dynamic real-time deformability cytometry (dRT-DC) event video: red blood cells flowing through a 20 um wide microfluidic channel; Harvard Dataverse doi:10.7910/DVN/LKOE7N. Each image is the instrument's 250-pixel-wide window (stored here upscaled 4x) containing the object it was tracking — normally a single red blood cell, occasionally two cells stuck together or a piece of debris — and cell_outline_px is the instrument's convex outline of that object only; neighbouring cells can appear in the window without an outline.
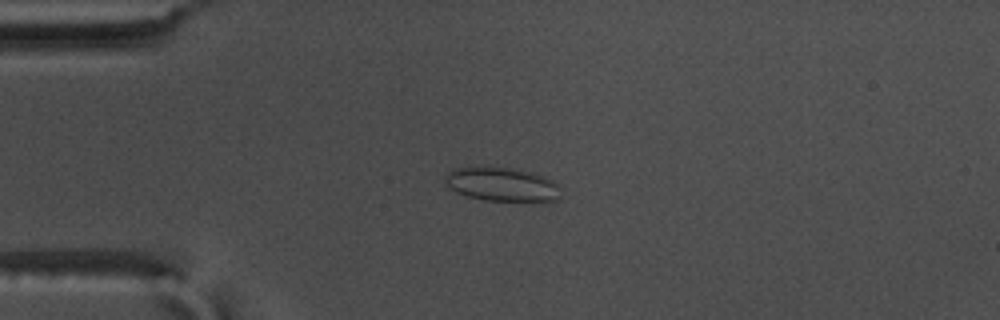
{"species": "common noctule bat (a hibernating species)", "species_latin": "Nyctalus noctula", "temperature_condition": "warm", "stored_images_in_passage": 57, "camera_frame_rate_fps": 3000, "um_per_image_px": 0.085, "animal": {"sex": "male", "body_mass_g": 17.5, "forearm_length_mm": 52.3}, "frame": {"image": 1, "passage_image": 15, "time_ms": 4.667, "image_size_px": [1000, 320], "cell_outline_px": [[560, 200], [488, 200], [468, 196], [456, 192], [444, 180], [444, 176], [448, 172], [456, 168], [508, 168], [532, 172], [552, 180], [556, 184]], "centroid_in_image_um": [42.64, 15.67], "position_along_channel_um": 42.4, "area_um2": 21.91}}
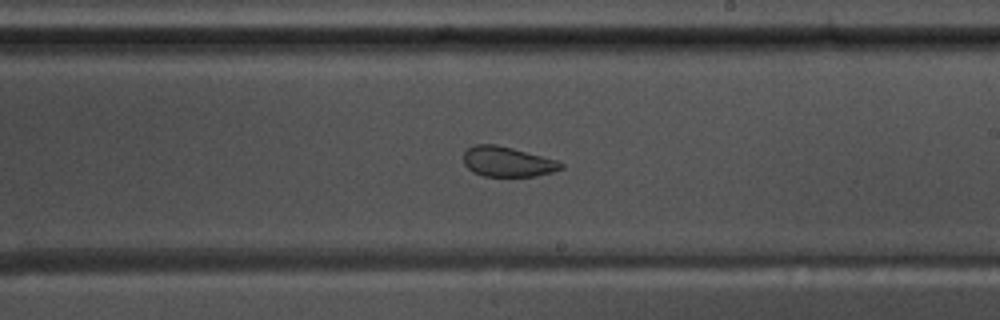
{"frame": {"image": 2, "passage_image": 34, "time_ms": 11.0, "image_size_px": [1000, 320], "cell_outline_px": [[564, 168], [552, 172], [536, 176], [484, 176], [472, 172], [464, 164], [464, 152], [468, 148], [476, 144], [496, 144], [512, 148], [556, 160], [564, 164]], "centroid_in_image_um": [43.12, 13.75], "position_along_channel_um": 245.9, "area_um2": 16.99}}
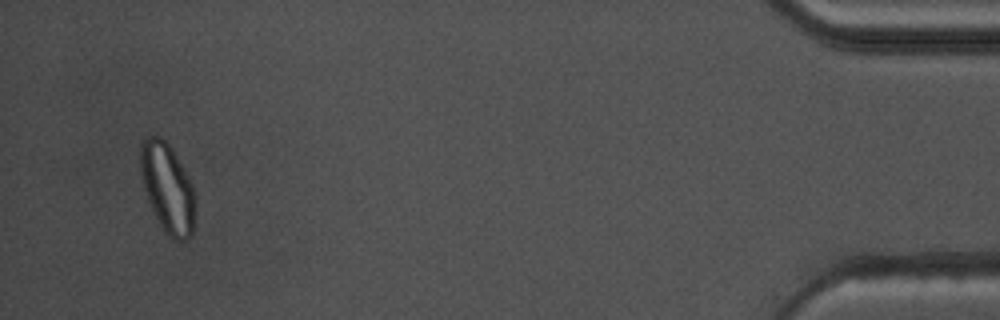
{"frame": {"image": 3, "passage_image": 55, "time_ms": 18.0, "image_size_px": [1000, 320], "cell_outline_px": [[192, 236], [188, 240], [176, 240], [168, 236], [164, 232], [148, 200], [144, 188], [140, 172], [140, 140], [148, 136], [160, 136], [172, 148], [192, 184]], "centroid_in_image_um": [14.18, 15.93], "position_along_channel_um": 421.0, "area_um2": 27.92}, "authors_computed_cell_mechanics": {"area_um2": 23.6402, "velocity_mm_per_s": 3.6087, "shape_relaxation_time_tau1_ms": null, "shape_relaxation_time_tau2_ms": 1.0885, "deformation_change_tau1": null, "deformation_change_tau2": 0.066}}